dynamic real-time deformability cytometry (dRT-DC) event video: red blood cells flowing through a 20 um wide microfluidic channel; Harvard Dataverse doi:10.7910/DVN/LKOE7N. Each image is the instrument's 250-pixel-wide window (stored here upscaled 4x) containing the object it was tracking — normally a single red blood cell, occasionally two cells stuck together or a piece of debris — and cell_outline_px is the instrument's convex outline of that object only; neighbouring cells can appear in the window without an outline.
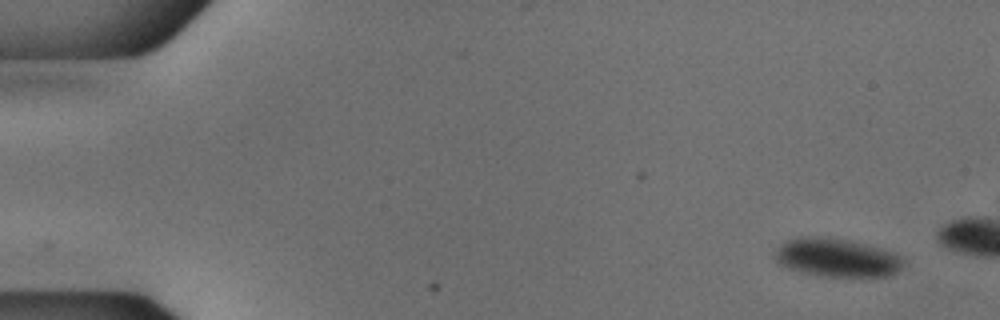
{"species": "common noctule bat (a hibernating species)", "species_latin": "Nyctalus noctula", "temperature_condition": "cold", "stored_images_in_passage": 15, "camera_frame_rate_fps": 3000, "um_per_image_px": 0.085, "animal": {"sex": "male", "body_mass_g": 18.8}, "frame": {"image": 1, "passage_image": 1, "time_ms": 0.0, "image_size_px": [1000, 320], "cell_outline_px": [[904, 264], [896, 272], [888, 276], [820, 276], [788, 268], [780, 264], [776, 260], [776, 248], [780, 244], [788, 240], [804, 236], [820, 236], [848, 240], [880, 248], [904, 256]], "centroid_in_image_um": [71.14, 21.89], "position_along_channel_um": 13.9, "area_um2": 28.61}}